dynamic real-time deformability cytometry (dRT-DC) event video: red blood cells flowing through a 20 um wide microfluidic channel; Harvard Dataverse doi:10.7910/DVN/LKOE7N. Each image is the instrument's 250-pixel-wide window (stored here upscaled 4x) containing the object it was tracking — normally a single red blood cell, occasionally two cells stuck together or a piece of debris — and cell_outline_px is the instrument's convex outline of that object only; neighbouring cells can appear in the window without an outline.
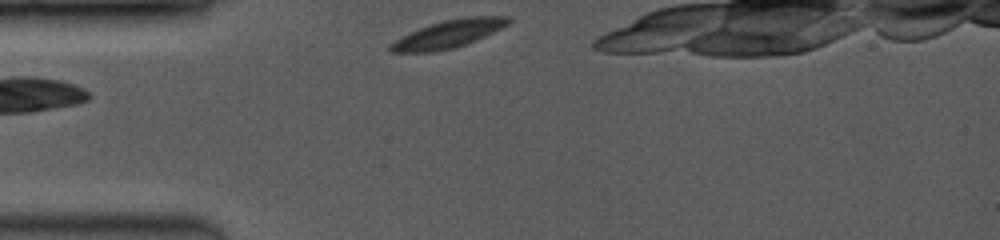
{"species": "common noctule bat (a hibernating species)", "species_latin": "Nyctalus noctula", "temperature_condition": "room temperature", "stored_images_in_passage": 17, "camera_frame_rate_fps": 3500, "um_per_image_px": 0.085, "animal": {"sex": "female", "body_mass_g": 19.0, "forearm_length_mm": 53.3}, "frame": {"image": 1, "passage_image": 1, "time_ms": 0.0, "image_size_px": [1000, 240], "cell_outline_px": [[512, 20], [508, 24], [476, 40], [452, 48], [432, 52], [392, 52], [388, 48], [388, 44], [400, 36], [420, 28], [444, 20], [468, 16], [512, 16]], "centroid_in_image_um": [38.09, 2.88], "position_along_channel_um": 46.9, "area_um2": 18.9}}
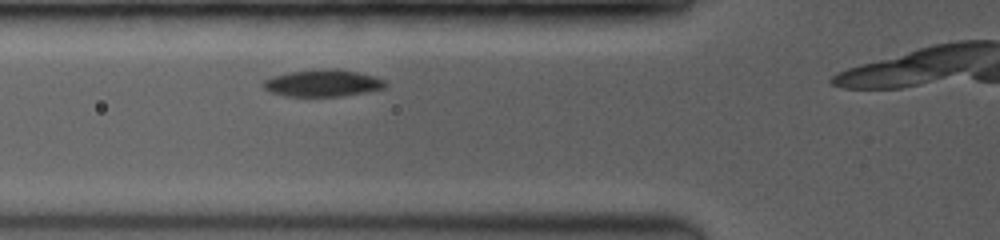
{"frame": {"image": 2, "passage_image": 12, "time_ms": 1.714, "image_size_px": [1000, 240], "cell_outline_px": [[388, 84], [384, 88], [368, 92], [344, 96], [284, 96], [272, 92], [264, 88], [260, 84], [264, 80], [272, 76], [292, 72], [324, 68], [336, 68], [376, 76], [384, 80]], "centroid_in_image_um": [27.46, 7.06], "position_along_channel_um": 98.3, "area_um2": 19.31}}
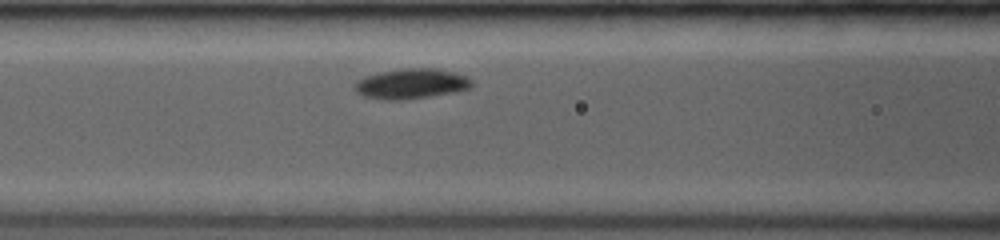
{"frame": {"image": 3, "passage_image": 15, "time_ms": 2.571, "image_size_px": [1000, 240], "cell_outline_px": [[472, 84], [468, 88], [452, 92], [432, 96], [404, 100], [380, 100], [364, 96], [356, 92], [352, 88], [356, 80], [380, 72], [400, 68], [436, 68], [452, 72], [464, 76], [472, 80]], "centroid_in_image_um": [34.88, 7.12], "position_along_channel_um": 131.7, "area_um2": 20.58}}